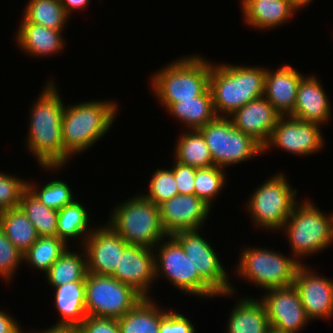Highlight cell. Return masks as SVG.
I'll return each instance as SVG.
<instances>
[{
    "instance_id": "1",
    "label": "cell",
    "mask_w": 333,
    "mask_h": 333,
    "mask_svg": "<svg viewBox=\"0 0 333 333\" xmlns=\"http://www.w3.org/2000/svg\"><path fill=\"white\" fill-rule=\"evenodd\" d=\"M53 79L47 81L30 109L26 147L44 170L57 171L71 157L64 149L62 117L64 102Z\"/></svg>"
},
{
    "instance_id": "2",
    "label": "cell",
    "mask_w": 333,
    "mask_h": 333,
    "mask_svg": "<svg viewBox=\"0 0 333 333\" xmlns=\"http://www.w3.org/2000/svg\"><path fill=\"white\" fill-rule=\"evenodd\" d=\"M265 67L211 64L209 89L218 117H229L264 94Z\"/></svg>"
},
{
    "instance_id": "3",
    "label": "cell",
    "mask_w": 333,
    "mask_h": 333,
    "mask_svg": "<svg viewBox=\"0 0 333 333\" xmlns=\"http://www.w3.org/2000/svg\"><path fill=\"white\" fill-rule=\"evenodd\" d=\"M114 100L83 101L65 105L62 117V138L65 151L72 157L84 154L107 134L117 117Z\"/></svg>"
},
{
    "instance_id": "4",
    "label": "cell",
    "mask_w": 333,
    "mask_h": 333,
    "mask_svg": "<svg viewBox=\"0 0 333 333\" xmlns=\"http://www.w3.org/2000/svg\"><path fill=\"white\" fill-rule=\"evenodd\" d=\"M170 63L150 79L151 90L165 110L172 103L200 96L209 87L212 61L194 54Z\"/></svg>"
},
{
    "instance_id": "5",
    "label": "cell",
    "mask_w": 333,
    "mask_h": 333,
    "mask_svg": "<svg viewBox=\"0 0 333 333\" xmlns=\"http://www.w3.org/2000/svg\"><path fill=\"white\" fill-rule=\"evenodd\" d=\"M137 194L113 207L106 224L127 244L154 249L168 237L162 227L160 206Z\"/></svg>"
},
{
    "instance_id": "6",
    "label": "cell",
    "mask_w": 333,
    "mask_h": 333,
    "mask_svg": "<svg viewBox=\"0 0 333 333\" xmlns=\"http://www.w3.org/2000/svg\"><path fill=\"white\" fill-rule=\"evenodd\" d=\"M313 200L298 201L280 231H284L292 250L291 256L301 265L307 256L333 244L332 212L326 215Z\"/></svg>"
},
{
    "instance_id": "7",
    "label": "cell",
    "mask_w": 333,
    "mask_h": 333,
    "mask_svg": "<svg viewBox=\"0 0 333 333\" xmlns=\"http://www.w3.org/2000/svg\"><path fill=\"white\" fill-rule=\"evenodd\" d=\"M282 172H277L266 179L245 202L251 222L266 231H280L290 216L294 205L299 199L298 189L289 184V180Z\"/></svg>"
},
{
    "instance_id": "8",
    "label": "cell",
    "mask_w": 333,
    "mask_h": 333,
    "mask_svg": "<svg viewBox=\"0 0 333 333\" xmlns=\"http://www.w3.org/2000/svg\"><path fill=\"white\" fill-rule=\"evenodd\" d=\"M239 255L234 269L236 275L264 291L292 286L301 265L294 257L284 256L268 247H244Z\"/></svg>"
},
{
    "instance_id": "9",
    "label": "cell",
    "mask_w": 333,
    "mask_h": 333,
    "mask_svg": "<svg viewBox=\"0 0 333 333\" xmlns=\"http://www.w3.org/2000/svg\"><path fill=\"white\" fill-rule=\"evenodd\" d=\"M166 239L164 238L153 249L155 278L163 275L173 284L172 286L184 294L203 299L218 297V294L199 276L181 245L172 236Z\"/></svg>"
},
{
    "instance_id": "10",
    "label": "cell",
    "mask_w": 333,
    "mask_h": 333,
    "mask_svg": "<svg viewBox=\"0 0 333 333\" xmlns=\"http://www.w3.org/2000/svg\"><path fill=\"white\" fill-rule=\"evenodd\" d=\"M199 130L206 140L215 166L226 169L263 154V146L235 128L228 117L217 116Z\"/></svg>"
},
{
    "instance_id": "11",
    "label": "cell",
    "mask_w": 333,
    "mask_h": 333,
    "mask_svg": "<svg viewBox=\"0 0 333 333\" xmlns=\"http://www.w3.org/2000/svg\"><path fill=\"white\" fill-rule=\"evenodd\" d=\"M143 297L113 276L87 273L85 308L87 316L119 319Z\"/></svg>"
},
{
    "instance_id": "12",
    "label": "cell",
    "mask_w": 333,
    "mask_h": 333,
    "mask_svg": "<svg viewBox=\"0 0 333 333\" xmlns=\"http://www.w3.org/2000/svg\"><path fill=\"white\" fill-rule=\"evenodd\" d=\"M202 230H186L177 232L172 237L181 245L191 260L199 276L218 294L219 297H231L237 293L218 253L202 236Z\"/></svg>"
},
{
    "instance_id": "13",
    "label": "cell",
    "mask_w": 333,
    "mask_h": 333,
    "mask_svg": "<svg viewBox=\"0 0 333 333\" xmlns=\"http://www.w3.org/2000/svg\"><path fill=\"white\" fill-rule=\"evenodd\" d=\"M320 125L288 116H281L269 141L263 147V153L271 147L282 149L298 156H310L324 148V136Z\"/></svg>"
},
{
    "instance_id": "14",
    "label": "cell",
    "mask_w": 333,
    "mask_h": 333,
    "mask_svg": "<svg viewBox=\"0 0 333 333\" xmlns=\"http://www.w3.org/2000/svg\"><path fill=\"white\" fill-rule=\"evenodd\" d=\"M259 298L265 307L270 327L287 333H300L311 322L302 305L297 289L272 288Z\"/></svg>"
},
{
    "instance_id": "15",
    "label": "cell",
    "mask_w": 333,
    "mask_h": 333,
    "mask_svg": "<svg viewBox=\"0 0 333 333\" xmlns=\"http://www.w3.org/2000/svg\"><path fill=\"white\" fill-rule=\"evenodd\" d=\"M308 265L297 268L293 286L297 289L307 317L312 322L333 317V279L319 275ZM327 319V320H326Z\"/></svg>"
},
{
    "instance_id": "16",
    "label": "cell",
    "mask_w": 333,
    "mask_h": 333,
    "mask_svg": "<svg viewBox=\"0 0 333 333\" xmlns=\"http://www.w3.org/2000/svg\"><path fill=\"white\" fill-rule=\"evenodd\" d=\"M110 276L132 287L143 298H151L150 289L156 282L153 249L128 245Z\"/></svg>"
},
{
    "instance_id": "17",
    "label": "cell",
    "mask_w": 333,
    "mask_h": 333,
    "mask_svg": "<svg viewBox=\"0 0 333 333\" xmlns=\"http://www.w3.org/2000/svg\"><path fill=\"white\" fill-rule=\"evenodd\" d=\"M212 208L194 195L178 194L160 205L162 227L167 236L201 229Z\"/></svg>"
},
{
    "instance_id": "18",
    "label": "cell",
    "mask_w": 333,
    "mask_h": 333,
    "mask_svg": "<svg viewBox=\"0 0 333 333\" xmlns=\"http://www.w3.org/2000/svg\"><path fill=\"white\" fill-rule=\"evenodd\" d=\"M97 227H94L82 246L86 254L87 271L96 275L110 276L129 244L108 224Z\"/></svg>"
},
{
    "instance_id": "19",
    "label": "cell",
    "mask_w": 333,
    "mask_h": 333,
    "mask_svg": "<svg viewBox=\"0 0 333 333\" xmlns=\"http://www.w3.org/2000/svg\"><path fill=\"white\" fill-rule=\"evenodd\" d=\"M280 117L264 96L248 102L229 116L235 128L250 135L263 147Z\"/></svg>"
},
{
    "instance_id": "20",
    "label": "cell",
    "mask_w": 333,
    "mask_h": 333,
    "mask_svg": "<svg viewBox=\"0 0 333 333\" xmlns=\"http://www.w3.org/2000/svg\"><path fill=\"white\" fill-rule=\"evenodd\" d=\"M303 76V73L287 63L280 65L275 71L267 67L263 96L281 116L292 114Z\"/></svg>"
},
{
    "instance_id": "21",
    "label": "cell",
    "mask_w": 333,
    "mask_h": 333,
    "mask_svg": "<svg viewBox=\"0 0 333 333\" xmlns=\"http://www.w3.org/2000/svg\"><path fill=\"white\" fill-rule=\"evenodd\" d=\"M320 81L314 74L302 77L290 116L321 126L331 120L332 105Z\"/></svg>"
},
{
    "instance_id": "22",
    "label": "cell",
    "mask_w": 333,
    "mask_h": 333,
    "mask_svg": "<svg viewBox=\"0 0 333 333\" xmlns=\"http://www.w3.org/2000/svg\"><path fill=\"white\" fill-rule=\"evenodd\" d=\"M63 31L44 27L42 25L20 21L15 41L19 50L34 57H52L63 52L66 46Z\"/></svg>"
},
{
    "instance_id": "23",
    "label": "cell",
    "mask_w": 333,
    "mask_h": 333,
    "mask_svg": "<svg viewBox=\"0 0 333 333\" xmlns=\"http://www.w3.org/2000/svg\"><path fill=\"white\" fill-rule=\"evenodd\" d=\"M240 4L243 22L259 31L282 26L297 13L288 0H241Z\"/></svg>"
},
{
    "instance_id": "24",
    "label": "cell",
    "mask_w": 333,
    "mask_h": 333,
    "mask_svg": "<svg viewBox=\"0 0 333 333\" xmlns=\"http://www.w3.org/2000/svg\"><path fill=\"white\" fill-rule=\"evenodd\" d=\"M55 307L60 320L53 327H78L86 318L85 281L53 287Z\"/></svg>"
},
{
    "instance_id": "25",
    "label": "cell",
    "mask_w": 333,
    "mask_h": 333,
    "mask_svg": "<svg viewBox=\"0 0 333 333\" xmlns=\"http://www.w3.org/2000/svg\"><path fill=\"white\" fill-rule=\"evenodd\" d=\"M231 310L224 333H267L270 323L260 299L238 298Z\"/></svg>"
},
{
    "instance_id": "26",
    "label": "cell",
    "mask_w": 333,
    "mask_h": 333,
    "mask_svg": "<svg viewBox=\"0 0 333 333\" xmlns=\"http://www.w3.org/2000/svg\"><path fill=\"white\" fill-rule=\"evenodd\" d=\"M158 306L156 300L142 298L130 311L117 319L120 333H159L161 319L170 309Z\"/></svg>"
},
{
    "instance_id": "27",
    "label": "cell",
    "mask_w": 333,
    "mask_h": 333,
    "mask_svg": "<svg viewBox=\"0 0 333 333\" xmlns=\"http://www.w3.org/2000/svg\"><path fill=\"white\" fill-rule=\"evenodd\" d=\"M166 111L182 122L186 130H199L217 117L209 87L200 96L172 103Z\"/></svg>"
},
{
    "instance_id": "28",
    "label": "cell",
    "mask_w": 333,
    "mask_h": 333,
    "mask_svg": "<svg viewBox=\"0 0 333 333\" xmlns=\"http://www.w3.org/2000/svg\"><path fill=\"white\" fill-rule=\"evenodd\" d=\"M90 213L83 203L75 199L72 203L58 210L56 236L66 244L78 240L83 246L86 238L92 233L94 227L90 226ZM71 239V240H69ZM73 239V240H72Z\"/></svg>"
},
{
    "instance_id": "29",
    "label": "cell",
    "mask_w": 333,
    "mask_h": 333,
    "mask_svg": "<svg viewBox=\"0 0 333 333\" xmlns=\"http://www.w3.org/2000/svg\"><path fill=\"white\" fill-rule=\"evenodd\" d=\"M177 139L173 154L175 161L195 168L214 165L210 150L200 130H183Z\"/></svg>"
},
{
    "instance_id": "30",
    "label": "cell",
    "mask_w": 333,
    "mask_h": 333,
    "mask_svg": "<svg viewBox=\"0 0 333 333\" xmlns=\"http://www.w3.org/2000/svg\"><path fill=\"white\" fill-rule=\"evenodd\" d=\"M0 228L23 254L39 238L34 225L20 207L0 212Z\"/></svg>"
},
{
    "instance_id": "31",
    "label": "cell",
    "mask_w": 333,
    "mask_h": 333,
    "mask_svg": "<svg viewBox=\"0 0 333 333\" xmlns=\"http://www.w3.org/2000/svg\"><path fill=\"white\" fill-rule=\"evenodd\" d=\"M58 258L45 274L46 281L53 287L74 281H85L87 271L86 254L83 249L81 252H74L69 249Z\"/></svg>"
},
{
    "instance_id": "32",
    "label": "cell",
    "mask_w": 333,
    "mask_h": 333,
    "mask_svg": "<svg viewBox=\"0 0 333 333\" xmlns=\"http://www.w3.org/2000/svg\"><path fill=\"white\" fill-rule=\"evenodd\" d=\"M25 6L20 21L64 31L70 18L59 0H28Z\"/></svg>"
},
{
    "instance_id": "33",
    "label": "cell",
    "mask_w": 333,
    "mask_h": 333,
    "mask_svg": "<svg viewBox=\"0 0 333 333\" xmlns=\"http://www.w3.org/2000/svg\"><path fill=\"white\" fill-rule=\"evenodd\" d=\"M67 248V244L57 236H39L23 254V263L45 275Z\"/></svg>"
},
{
    "instance_id": "34",
    "label": "cell",
    "mask_w": 333,
    "mask_h": 333,
    "mask_svg": "<svg viewBox=\"0 0 333 333\" xmlns=\"http://www.w3.org/2000/svg\"><path fill=\"white\" fill-rule=\"evenodd\" d=\"M19 207L34 225L39 236H56L58 210L47 207L28 189L22 193Z\"/></svg>"
},
{
    "instance_id": "35",
    "label": "cell",
    "mask_w": 333,
    "mask_h": 333,
    "mask_svg": "<svg viewBox=\"0 0 333 333\" xmlns=\"http://www.w3.org/2000/svg\"><path fill=\"white\" fill-rule=\"evenodd\" d=\"M226 170L218 166L197 168L194 179V194L211 208L213 200L221 194L226 185Z\"/></svg>"
},
{
    "instance_id": "36",
    "label": "cell",
    "mask_w": 333,
    "mask_h": 333,
    "mask_svg": "<svg viewBox=\"0 0 333 333\" xmlns=\"http://www.w3.org/2000/svg\"><path fill=\"white\" fill-rule=\"evenodd\" d=\"M28 181L29 180H27V189L39 201L51 209L60 210L75 200L73 191L65 181L53 179L45 183L43 187H41L40 183L38 185L36 184L37 182L34 183L30 181V183Z\"/></svg>"
},
{
    "instance_id": "37",
    "label": "cell",
    "mask_w": 333,
    "mask_h": 333,
    "mask_svg": "<svg viewBox=\"0 0 333 333\" xmlns=\"http://www.w3.org/2000/svg\"><path fill=\"white\" fill-rule=\"evenodd\" d=\"M151 177L148 193L141 194L157 206L179 194L171 168H157Z\"/></svg>"
},
{
    "instance_id": "38",
    "label": "cell",
    "mask_w": 333,
    "mask_h": 333,
    "mask_svg": "<svg viewBox=\"0 0 333 333\" xmlns=\"http://www.w3.org/2000/svg\"><path fill=\"white\" fill-rule=\"evenodd\" d=\"M27 189V180L0 172V212L18 208L22 193Z\"/></svg>"
},
{
    "instance_id": "39",
    "label": "cell",
    "mask_w": 333,
    "mask_h": 333,
    "mask_svg": "<svg viewBox=\"0 0 333 333\" xmlns=\"http://www.w3.org/2000/svg\"><path fill=\"white\" fill-rule=\"evenodd\" d=\"M23 264V253L12 244L0 228V278L6 284L13 280L19 265ZM14 275V276H13Z\"/></svg>"
},
{
    "instance_id": "40",
    "label": "cell",
    "mask_w": 333,
    "mask_h": 333,
    "mask_svg": "<svg viewBox=\"0 0 333 333\" xmlns=\"http://www.w3.org/2000/svg\"><path fill=\"white\" fill-rule=\"evenodd\" d=\"M159 333H196V330L187 316L171 309L161 319Z\"/></svg>"
},
{
    "instance_id": "41",
    "label": "cell",
    "mask_w": 333,
    "mask_h": 333,
    "mask_svg": "<svg viewBox=\"0 0 333 333\" xmlns=\"http://www.w3.org/2000/svg\"><path fill=\"white\" fill-rule=\"evenodd\" d=\"M178 192L181 195H194L195 167L174 160L172 168Z\"/></svg>"
},
{
    "instance_id": "42",
    "label": "cell",
    "mask_w": 333,
    "mask_h": 333,
    "mask_svg": "<svg viewBox=\"0 0 333 333\" xmlns=\"http://www.w3.org/2000/svg\"><path fill=\"white\" fill-rule=\"evenodd\" d=\"M80 333H120L117 319L86 316L78 326Z\"/></svg>"
},
{
    "instance_id": "43",
    "label": "cell",
    "mask_w": 333,
    "mask_h": 333,
    "mask_svg": "<svg viewBox=\"0 0 333 333\" xmlns=\"http://www.w3.org/2000/svg\"><path fill=\"white\" fill-rule=\"evenodd\" d=\"M18 321L7 314L5 311L0 310V333H24ZM28 333V332H26Z\"/></svg>"
},
{
    "instance_id": "44",
    "label": "cell",
    "mask_w": 333,
    "mask_h": 333,
    "mask_svg": "<svg viewBox=\"0 0 333 333\" xmlns=\"http://www.w3.org/2000/svg\"><path fill=\"white\" fill-rule=\"evenodd\" d=\"M60 4L63 6L65 12L71 17L72 11L74 10V13L76 9L83 10L87 6H89L90 0H59Z\"/></svg>"
},
{
    "instance_id": "45",
    "label": "cell",
    "mask_w": 333,
    "mask_h": 333,
    "mask_svg": "<svg viewBox=\"0 0 333 333\" xmlns=\"http://www.w3.org/2000/svg\"><path fill=\"white\" fill-rule=\"evenodd\" d=\"M28 333H80L78 327H53L41 329L39 331H28Z\"/></svg>"
},
{
    "instance_id": "46",
    "label": "cell",
    "mask_w": 333,
    "mask_h": 333,
    "mask_svg": "<svg viewBox=\"0 0 333 333\" xmlns=\"http://www.w3.org/2000/svg\"><path fill=\"white\" fill-rule=\"evenodd\" d=\"M290 4L295 8V10L299 11L300 8H305L308 4L311 3L312 0H288Z\"/></svg>"
},
{
    "instance_id": "47",
    "label": "cell",
    "mask_w": 333,
    "mask_h": 333,
    "mask_svg": "<svg viewBox=\"0 0 333 333\" xmlns=\"http://www.w3.org/2000/svg\"><path fill=\"white\" fill-rule=\"evenodd\" d=\"M267 333H287V332L280 331V330H277V329H275V328H273V327H270V328L268 329V332H267Z\"/></svg>"
},
{
    "instance_id": "48",
    "label": "cell",
    "mask_w": 333,
    "mask_h": 333,
    "mask_svg": "<svg viewBox=\"0 0 333 333\" xmlns=\"http://www.w3.org/2000/svg\"><path fill=\"white\" fill-rule=\"evenodd\" d=\"M332 233H333V213H332Z\"/></svg>"
}]
</instances>
